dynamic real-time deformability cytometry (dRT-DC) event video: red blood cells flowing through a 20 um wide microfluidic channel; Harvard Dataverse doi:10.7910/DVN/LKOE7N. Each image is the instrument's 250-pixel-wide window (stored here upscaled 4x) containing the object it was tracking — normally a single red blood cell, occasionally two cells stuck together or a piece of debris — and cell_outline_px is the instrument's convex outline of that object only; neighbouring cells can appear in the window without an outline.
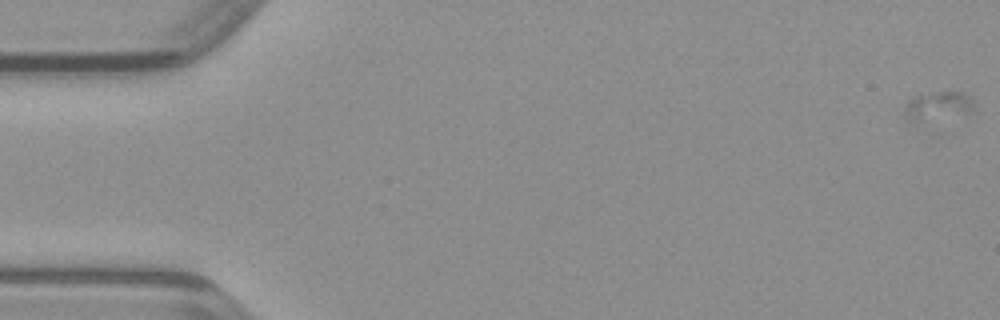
{"species": "common noctule bat (a hibernating species)", "species_latin": "Nyctalus noctula", "temperature_condition": "warm", "stored_images_in_passage": 27, "segment_of_instrument_passage": [1, 2], "camera_frame_rate_fps": 3000, "um_per_image_px": 0.085, "animal": {"sex": "male", "body_mass_g": 23.1, "forearm_length_mm": 52.7}, "frame": {"image": 1, "passage_image": 1, "time_ms": 0.0, "image_size_px": [1000, 320], "cell_outline_px": [[976, 112], [912, 124], [908, 124], [904, 120], [904, 108], [908, 100], [912, 96], [936, 92], [960, 92], [968, 96], [972, 100]], "centroid_in_image_um": [79.65, 9.07], "position_along_channel_um": 5.4, "area_um2": 12.25}}
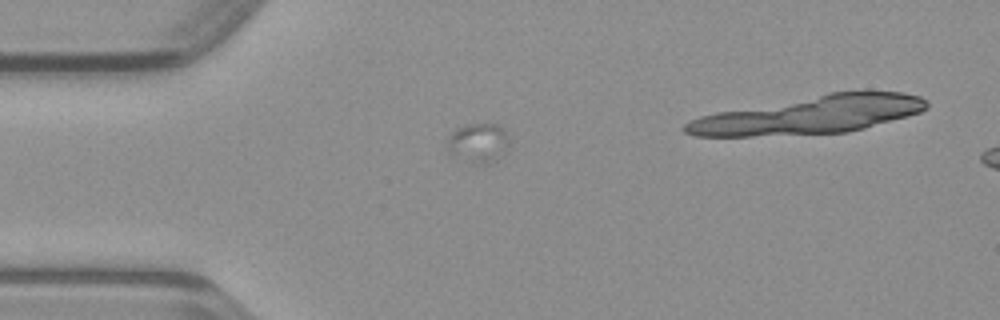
{"frame": {"image": 2, "passage_image": 19, "time_ms": 6.0, "image_size_px": [1000, 320], "cell_outline_px": [[508, 144], [496, 160], [488, 164], [472, 164], [448, 156], [448, 136], [456, 128], [464, 124], [500, 124], [504, 128], [508, 136]], "centroid_in_image_um": [40.59, 12.16], "position_along_channel_um": 44.4, "area_um2": 14.62}}
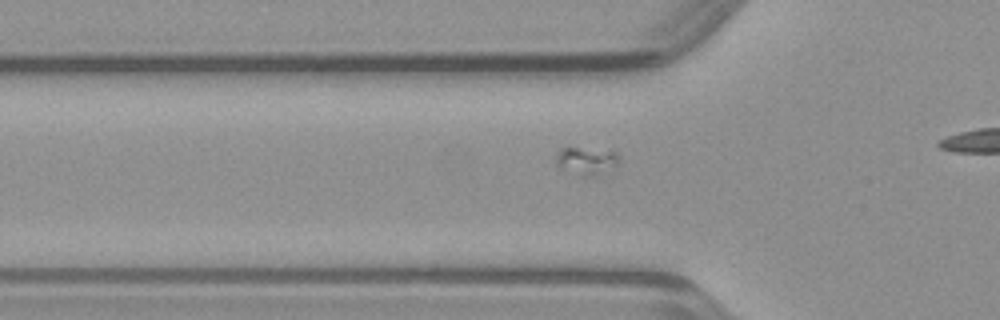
{"frame": {"image": 3, "passage_image": 24, "time_ms": 7.667, "image_size_px": [1000, 320], "cell_outline_px": [[620, 160], [612, 176], [588, 176], [560, 168], [556, 164], [556, 152], [560, 148], [576, 148], [616, 152], [620, 156]], "centroid_in_image_um": [49.97, 13.72], "position_along_channel_um": 75.8, "area_um2": 10.58}}